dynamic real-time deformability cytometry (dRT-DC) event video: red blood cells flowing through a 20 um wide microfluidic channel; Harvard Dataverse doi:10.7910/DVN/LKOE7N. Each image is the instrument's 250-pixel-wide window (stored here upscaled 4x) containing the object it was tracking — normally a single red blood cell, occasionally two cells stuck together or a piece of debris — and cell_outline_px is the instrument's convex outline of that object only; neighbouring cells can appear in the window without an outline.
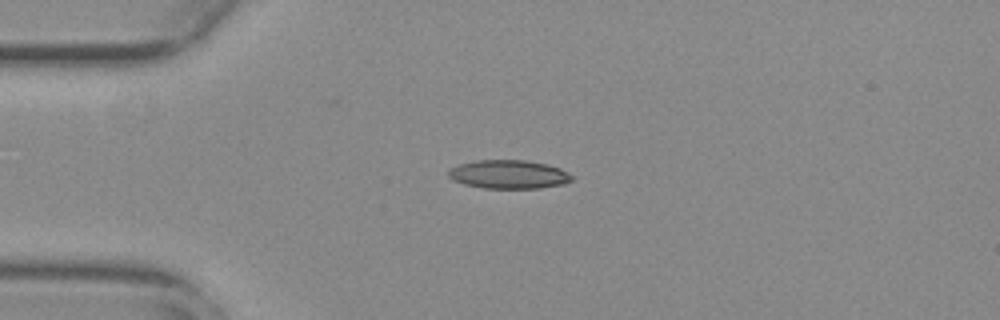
{"species": "common noctule bat (a hibernating species)", "species_latin": "Nyctalus noctula", "temperature_condition": "warm", "stored_images_in_passage": 42, "camera_frame_rate_fps": 3000, "um_per_image_px": 0.085, "animal": {"sex": "female", "body_mass_g": 29.2, "forearm_length_mm": 56.3}, "frame": {"image": 1, "passage_image": 1, "time_ms": 0.0, "image_size_px": [1000, 320], "cell_outline_px": [[576, 176], [572, 180], [564, 184], [540, 188], [484, 188], [464, 184], [452, 180], [448, 176], [448, 168], [460, 164], [476, 160], [524, 160], [548, 164], [560, 168]], "centroid_in_image_um": [43.26, 14.82], "position_along_channel_um": 41.7, "area_um2": 20.81}}
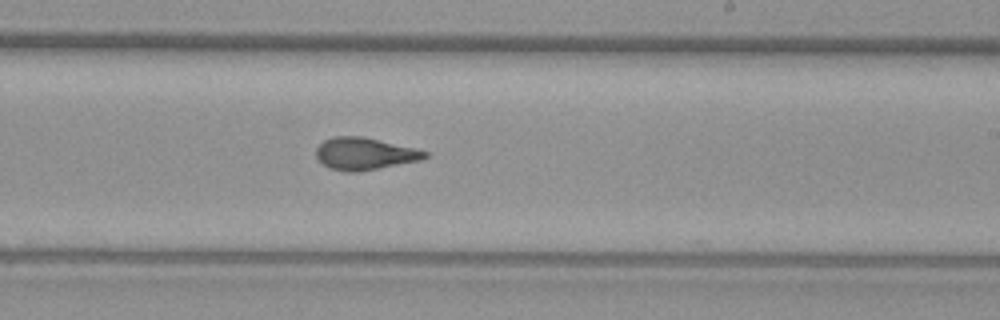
{"frame": {"image": 2, "passage_image": 20, "time_ms": 6.333, "image_size_px": [1000, 320], "cell_outline_px": [[428, 156], [420, 160], [356, 172], [344, 172], [328, 168], [316, 156], [316, 148], [324, 140], [332, 136], [364, 136], [416, 148], [428, 152]], "centroid_in_image_um": [30.98, 13.05], "position_along_channel_um": 258.0, "area_um2": 20.4}}
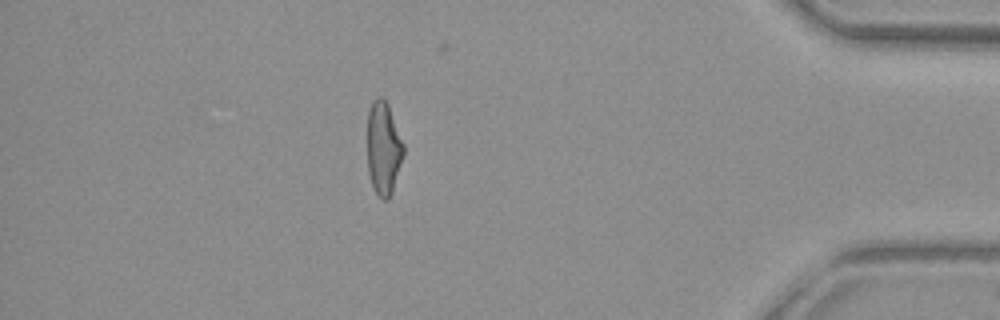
{"frame": {"image": 3, "passage_image": 35, "time_ms": 11.333, "image_size_px": [1000, 320], "cell_outline_px": [[404, 152], [392, 192], [388, 200], [384, 200], [376, 192], [372, 184], [368, 172], [368, 112], [372, 100], [376, 96], [380, 96], [388, 104], [404, 144]], "centroid_in_image_um": [32.59, 12.57], "position_along_channel_um": 402.6, "area_um2": 19.48}, "authors_computed_cell_mechanics": {"area_um2": 20.4323, "velocity_mm_per_s": 3.8051, "shape_relaxation_time_tau1_ms": 8.6338, "shape_relaxation_time_tau2_ms": 1.741, "deformation_change_tau1": 0.2308, "deformation_change_tau2": 0.0928}}